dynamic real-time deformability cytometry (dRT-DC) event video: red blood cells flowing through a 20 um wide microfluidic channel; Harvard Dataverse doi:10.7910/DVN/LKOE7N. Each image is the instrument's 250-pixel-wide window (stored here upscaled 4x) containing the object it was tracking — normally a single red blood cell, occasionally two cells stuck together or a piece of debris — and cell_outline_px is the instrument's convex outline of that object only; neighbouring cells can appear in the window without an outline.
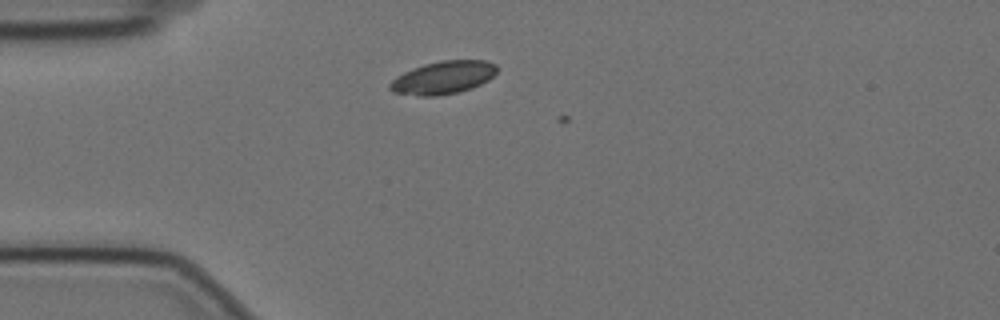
{"species": "Egyptian fruit bat (a non-hibernating species)", "species_latin": "Rousettus aegyptiacus", "temperature_condition": "cold", "stored_images_in_passage": 3, "camera_frame_rate_fps": 3000, "um_per_image_px": 0.085, "animal": {"sex": "female"}, "frame": {"image": 1, "passage_image": 2, "time_ms": 0.333, "image_size_px": [1000, 320], "cell_outline_px": [[496, 72], [488, 80], [472, 88], [456, 92], [436, 96], [420, 96], [392, 92], [388, 88], [388, 84], [396, 76], [412, 68], [424, 64], [440, 60], [488, 60], [496, 64]], "centroid_in_image_um": [37.64, 6.58], "position_along_channel_um": 47.4, "area_um2": 20.58}}